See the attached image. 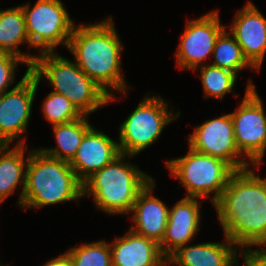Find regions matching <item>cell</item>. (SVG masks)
I'll list each match as a JSON object with an SVG mask.
<instances>
[{
	"instance_id": "obj_25",
	"label": "cell",
	"mask_w": 266,
	"mask_h": 266,
	"mask_svg": "<svg viewBox=\"0 0 266 266\" xmlns=\"http://www.w3.org/2000/svg\"><path fill=\"white\" fill-rule=\"evenodd\" d=\"M41 108L44 118L52 126L72 122L83 116L69 99L54 91L46 96Z\"/></svg>"
},
{
	"instance_id": "obj_10",
	"label": "cell",
	"mask_w": 266,
	"mask_h": 266,
	"mask_svg": "<svg viewBox=\"0 0 266 266\" xmlns=\"http://www.w3.org/2000/svg\"><path fill=\"white\" fill-rule=\"evenodd\" d=\"M40 81L30 72V67L16 85L3 93L0 106V145H26L23 134L27 133L34 97ZM20 140V141H19Z\"/></svg>"
},
{
	"instance_id": "obj_4",
	"label": "cell",
	"mask_w": 266,
	"mask_h": 266,
	"mask_svg": "<svg viewBox=\"0 0 266 266\" xmlns=\"http://www.w3.org/2000/svg\"><path fill=\"white\" fill-rule=\"evenodd\" d=\"M133 157L121 154L94 172L83 182V198L92 195L94 206L109 215H129L138 194L154 179L130 163Z\"/></svg>"
},
{
	"instance_id": "obj_18",
	"label": "cell",
	"mask_w": 266,
	"mask_h": 266,
	"mask_svg": "<svg viewBox=\"0 0 266 266\" xmlns=\"http://www.w3.org/2000/svg\"><path fill=\"white\" fill-rule=\"evenodd\" d=\"M112 266H167L159 244L130 229L110 243Z\"/></svg>"
},
{
	"instance_id": "obj_17",
	"label": "cell",
	"mask_w": 266,
	"mask_h": 266,
	"mask_svg": "<svg viewBox=\"0 0 266 266\" xmlns=\"http://www.w3.org/2000/svg\"><path fill=\"white\" fill-rule=\"evenodd\" d=\"M224 236V242H203L180 247L167 258V266H239L240 248Z\"/></svg>"
},
{
	"instance_id": "obj_9",
	"label": "cell",
	"mask_w": 266,
	"mask_h": 266,
	"mask_svg": "<svg viewBox=\"0 0 266 266\" xmlns=\"http://www.w3.org/2000/svg\"><path fill=\"white\" fill-rule=\"evenodd\" d=\"M253 81L247 83L244 98L231 112L234 138L239 153L252 167L260 168L266 151V113Z\"/></svg>"
},
{
	"instance_id": "obj_23",
	"label": "cell",
	"mask_w": 266,
	"mask_h": 266,
	"mask_svg": "<svg viewBox=\"0 0 266 266\" xmlns=\"http://www.w3.org/2000/svg\"><path fill=\"white\" fill-rule=\"evenodd\" d=\"M200 69V78L202 82L205 98L223 99L228 93H232L238 75L230 70L204 64L193 70Z\"/></svg>"
},
{
	"instance_id": "obj_3",
	"label": "cell",
	"mask_w": 266,
	"mask_h": 266,
	"mask_svg": "<svg viewBox=\"0 0 266 266\" xmlns=\"http://www.w3.org/2000/svg\"><path fill=\"white\" fill-rule=\"evenodd\" d=\"M83 197V183L69 162L29 150L22 209H36Z\"/></svg>"
},
{
	"instance_id": "obj_27",
	"label": "cell",
	"mask_w": 266,
	"mask_h": 266,
	"mask_svg": "<svg viewBox=\"0 0 266 266\" xmlns=\"http://www.w3.org/2000/svg\"><path fill=\"white\" fill-rule=\"evenodd\" d=\"M246 246L241 248V254L243 256L244 266H266V245ZM261 247V248H260Z\"/></svg>"
},
{
	"instance_id": "obj_13",
	"label": "cell",
	"mask_w": 266,
	"mask_h": 266,
	"mask_svg": "<svg viewBox=\"0 0 266 266\" xmlns=\"http://www.w3.org/2000/svg\"><path fill=\"white\" fill-rule=\"evenodd\" d=\"M229 32L240 45L244 57L257 70L266 54V18L252 1L235 13Z\"/></svg>"
},
{
	"instance_id": "obj_29",
	"label": "cell",
	"mask_w": 266,
	"mask_h": 266,
	"mask_svg": "<svg viewBox=\"0 0 266 266\" xmlns=\"http://www.w3.org/2000/svg\"><path fill=\"white\" fill-rule=\"evenodd\" d=\"M2 97H3V93H0V106L2 104Z\"/></svg>"
},
{
	"instance_id": "obj_15",
	"label": "cell",
	"mask_w": 266,
	"mask_h": 266,
	"mask_svg": "<svg viewBox=\"0 0 266 266\" xmlns=\"http://www.w3.org/2000/svg\"><path fill=\"white\" fill-rule=\"evenodd\" d=\"M120 155L118 142L93 126L84 135L70 166L83 183L94 172L110 164Z\"/></svg>"
},
{
	"instance_id": "obj_8",
	"label": "cell",
	"mask_w": 266,
	"mask_h": 266,
	"mask_svg": "<svg viewBox=\"0 0 266 266\" xmlns=\"http://www.w3.org/2000/svg\"><path fill=\"white\" fill-rule=\"evenodd\" d=\"M31 48L38 53L54 52L60 44L66 48L75 27L61 0H37L33 7L21 4Z\"/></svg>"
},
{
	"instance_id": "obj_20",
	"label": "cell",
	"mask_w": 266,
	"mask_h": 266,
	"mask_svg": "<svg viewBox=\"0 0 266 266\" xmlns=\"http://www.w3.org/2000/svg\"><path fill=\"white\" fill-rule=\"evenodd\" d=\"M23 44L29 45L28 49L31 50L21 5L0 9V52L21 57L31 67L37 54L20 51L19 46Z\"/></svg>"
},
{
	"instance_id": "obj_1",
	"label": "cell",
	"mask_w": 266,
	"mask_h": 266,
	"mask_svg": "<svg viewBox=\"0 0 266 266\" xmlns=\"http://www.w3.org/2000/svg\"><path fill=\"white\" fill-rule=\"evenodd\" d=\"M253 170L235 171L213 205L224 235L240 249L266 245V177Z\"/></svg>"
},
{
	"instance_id": "obj_28",
	"label": "cell",
	"mask_w": 266,
	"mask_h": 266,
	"mask_svg": "<svg viewBox=\"0 0 266 266\" xmlns=\"http://www.w3.org/2000/svg\"><path fill=\"white\" fill-rule=\"evenodd\" d=\"M43 266H72L70 259L63 253L54 257L53 259L48 260V262L44 263Z\"/></svg>"
},
{
	"instance_id": "obj_24",
	"label": "cell",
	"mask_w": 266,
	"mask_h": 266,
	"mask_svg": "<svg viewBox=\"0 0 266 266\" xmlns=\"http://www.w3.org/2000/svg\"><path fill=\"white\" fill-rule=\"evenodd\" d=\"M64 254L72 266H112L110 243L105 240L73 246Z\"/></svg>"
},
{
	"instance_id": "obj_16",
	"label": "cell",
	"mask_w": 266,
	"mask_h": 266,
	"mask_svg": "<svg viewBox=\"0 0 266 266\" xmlns=\"http://www.w3.org/2000/svg\"><path fill=\"white\" fill-rule=\"evenodd\" d=\"M155 182L152 179L138 194L130 212L133 213L130 230L159 244L164 237L169 208L153 194Z\"/></svg>"
},
{
	"instance_id": "obj_5",
	"label": "cell",
	"mask_w": 266,
	"mask_h": 266,
	"mask_svg": "<svg viewBox=\"0 0 266 266\" xmlns=\"http://www.w3.org/2000/svg\"><path fill=\"white\" fill-rule=\"evenodd\" d=\"M30 72L41 82L44 77L53 91L64 95L85 116L109 104V95L75 63L58 52L37 54Z\"/></svg>"
},
{
	"instance_id": "obj_11",
	"label": "cell",
	"mask_w": 266,
	"mask_h": 266,
	"mask_svg": "<svg viewBox=\"0 0 266 266\" xmlns=\"http://www.w3.org/2000/svg\"><path fill=\"white\" fill-rule=\"evenodd\" d=\"M225 28L217 10L189 19L175 52L177 67L193 71L203 66L204 60L212 56L216 40Z\"/></svg>"
},
{
	"instance_id": "obj_14",
	"label": "cell",
	"mask_w": 266,
	"mask_h": 266,
	"mask_svg": "<svg viewBox=\"0 0 266 266\" xmlns=\"http://www.w3.org/2000/svg\"><path fill=\"white\" fill-rule=\"evenodd\" d=\"M199 198L183 197L169 208L164 237L159 243L162 255L167 259L177 249L191 243L200 231L201 204Z\"/></svg>"
},
{
	"instance_id": "obj_12",
	"label": "cell",
	"mask_w": 266,
	"mask_h": 266,
	"mask_svg": "<svg viewBox=\"0 0 266 266\" xmlns=\"http://www.w3.org/2000/svg\"><path fill=\"white\" fill-rule=\"evenodd\" d=\"M188 146L199 153L222 159L235 171L247 169L251 165L237 149L230 113L196 126L188 137Z\"/></svg>"
},
{
	"instance_id": "obj_19",
	"label": "cell",
	"mask_w": 266,
	"mask_h": 266,
	"mask_svg": "<svg viewBox=\"0 0 266 266\" xmlns=\"http://www.w3.org/2000/svg\"><path fill=\"white\" fill-rule=\"evenodd\" d=\"M26 145H0V202L3 203L8 196L14 194L19 184L22 190L17 200V206L22 207L23 192L25 188L26 167L29 160L25 159Z\"/></svg>"
},
{
	"instance_id": "obj_6",
	"label": "cell",
	"mask_w": 266,
	"mask_h": 266,
	"mask_svg": "<svg viewBox=\"0 0 266 266\" xmlns=\"http://www.w3.org/2000/svg\"><path fill=\"white\" fill-rule=\"evenodd\" d=\"M188 148L185 156L166 160V168L185 187V197L210 198L214 205L235 170L222 159Z\"/></svg>"
},
{
	"instance_id": "obj_22",
	"label": "cell",
	"mask_w": 266,
	"mask_h": 266,
	"mask_svg": "<svg viewBox=\"0 0 266 266\" xmlns=\"http://www.w3.org/2000/svg\"><path fill=\"white\" fill-rule=\"evenodd\" d=\"M212 57L214 61L211 65L230 70L237 75L247 68L257 71L244 57L240 45L226 28L216 40Z\"/></svg>"
},
{
	"instance_id": "obj_21",
	"label": "cell",
	"mask_w": 266,
	"mask_h": 266,
	"mask_svg": "<svg viewBox=\"0 0 266 266\" xmlns=\"http://www.w3.org/2000/svg\"><path fill=\"white\" fill-rule=\"evenodd\" d=\"M88 117L83 115L72 122L53 125L56 147L39 149L50 157L70 163L75 157L84 135L93 127Z\"/></svg>"
},
{
	"instance_id": "obj_2",
	"label": "cell",
	"mask_w": 266,
	"mask_h": 266,
	"mask_svg": "<svg viewBox=\"0 0 266 266\" xmlns=\"http://www.w3.org/2000/svg\"><path fill=\"white\" fill-rule=\"evenodd\" d=\"M112 17L95 24H76L67 46L77 66L109 95V102L116 100L114 91L122 97L130 89L121 72L124 46Z\"/></svg>"
},
{
	"instance_id": "obj_7",
	"label": "cell",
	"mask_w": 266,
	"mask_h": 266,
	"mask_svg": "<svg viewBox=\"0 0 266 266\" xmlns=\"http://www.w3.org/2000/svg\"><path fill=\"white\" fill-rule=\"evenodd\" d=\"M159 95L147 94L140 104L119 126V149L121 154L137 156L155 143L164 128L178 119L180 110L174 113V107Z\"/></svg>"
},
{
	"instance_id": "obj_26",
	"label": "cell",
	"mask_w": 266,
	"mask_h": 266,
	"mask_svg": "<svg viewBox=\"0 0 266 266\" xmlns=\"http://www.w3.org/2000/svg\"><path fill=\"white\" fill-rule=\"evenodd\" d=\"M19 64L28 66L21 57L0 52V93H5L13 85Z\"/></svg>"
}]
</instances>
